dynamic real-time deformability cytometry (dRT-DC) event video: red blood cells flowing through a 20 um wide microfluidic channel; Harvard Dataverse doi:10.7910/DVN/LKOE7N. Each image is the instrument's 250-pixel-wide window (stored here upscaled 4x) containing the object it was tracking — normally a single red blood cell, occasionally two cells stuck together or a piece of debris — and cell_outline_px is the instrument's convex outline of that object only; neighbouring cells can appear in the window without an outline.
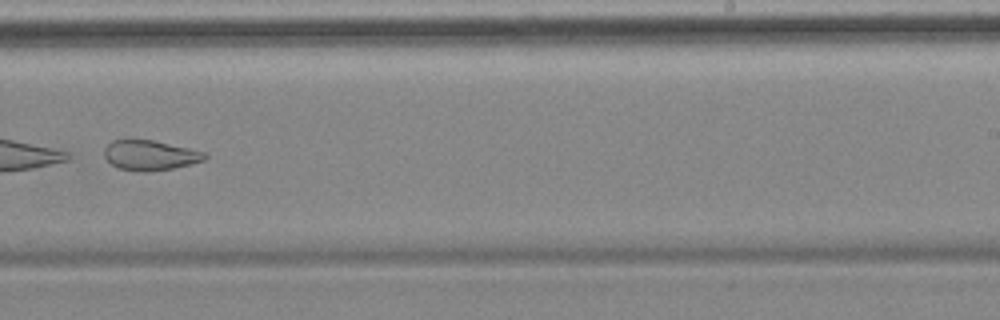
{"species": "common noctule bat (a hibernating species)", "species_latin": "Nyctalus noctula", "temperature_condition": "cold", "stored_images_in_passage": 6, "camera_frame_rate_fps": 3000, "um_per_image_px": 0.085, "animal": {"sex": "female", "body_mass_g": 18.4}, "frame": {"image": 1, "passage_image": 6, "time_ms": 6.667, "image_size_px": [1000, 320], "cell_outline_px": [[208, 156], [204, 160], [172, 168], [148, 172], [144, 172], [116, 168], [104, 156], [104, 148], [112, 140], [152, 140], [188, 148], [204, 152]], "centroid_in_image_um": [12.72, 13.2], "position_along_channel_um": 276.3, "area_um2": 17.34}}